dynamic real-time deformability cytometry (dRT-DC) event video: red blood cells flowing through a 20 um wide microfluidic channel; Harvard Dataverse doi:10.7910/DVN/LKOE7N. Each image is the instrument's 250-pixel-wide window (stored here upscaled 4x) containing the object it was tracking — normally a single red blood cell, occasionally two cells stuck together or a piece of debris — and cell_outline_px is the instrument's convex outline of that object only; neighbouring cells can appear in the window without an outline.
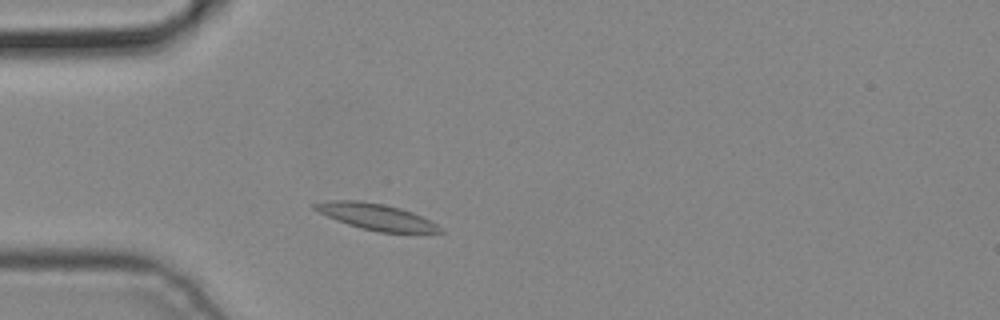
{"species": "common noctule bat (a hibernating species)", "species_latin": "Nyctalus noctula", "temperature_condition": "cold", "stored_images_in_passage": 2, "camera_frame_rate_fps": 3000, "um_per_image_px": 0.085, "animal": {"sex": "male", "body_mass_g": 19.2, "forearm_length_mm": 51.8}, "frame": {"image": 1, "passage_image": 2, "time_ms": 0.333, "image_size_px": [1000, 320], "cell_outline_px": [[444, 232], [380, 232], [360, 228], [336, 220], [312, 208], [312, 204], [328, 200], [360, 200], [384, 204], [400, 208], [412, 212], [436, 224]], "centroid_in_image_um": [31.91, 18.4], "position_along_channel_um": 53.1, "area_um2": 18.84}}